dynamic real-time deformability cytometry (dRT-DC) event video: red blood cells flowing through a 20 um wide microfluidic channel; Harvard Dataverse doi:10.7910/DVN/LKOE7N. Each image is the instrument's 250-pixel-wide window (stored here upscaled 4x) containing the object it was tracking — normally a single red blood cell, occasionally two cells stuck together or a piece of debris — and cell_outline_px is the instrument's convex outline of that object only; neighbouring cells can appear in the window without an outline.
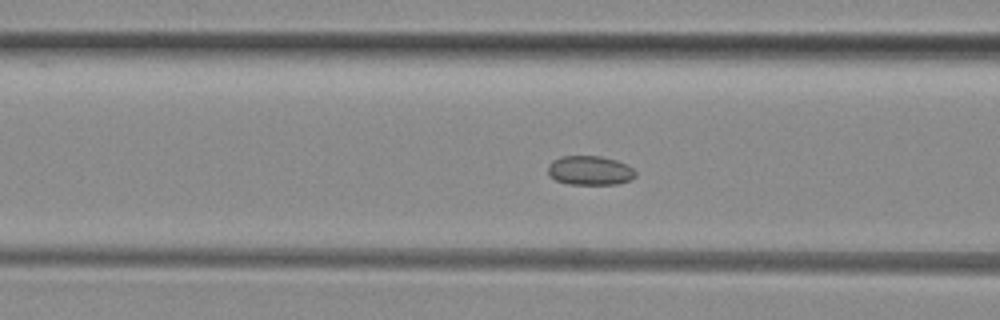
{"species": "common noctule bat (a hibernating species)", "species_latin": "Nyctalus noctula", "temperature_condition": "room temperature", "stored_images_in_passage": 41, "camera_frame_rate_fps": 3000, "um_per_image_px": 0.085, "animal": {"sex": "female", "body_mass_g": 29.2, "forearm_length_mm": 56.3}, "frame": {"image": 1, "passage_image": 8, "time_ms": 2.333, "image_size_px": [1000, 320], "cell_outline_px": [[636, 176], [628, 180], [616, 184], [568, 184], [556, 180], [548, 172], [548, 164], [552, 160], [560, 156], [600, 156], [616, 160], [628, 164], [636, 172]], "centroid_in_image_um": [50.14, 14.48], "position_along_channel_um": 116.5, "area_um2": 14.91}}
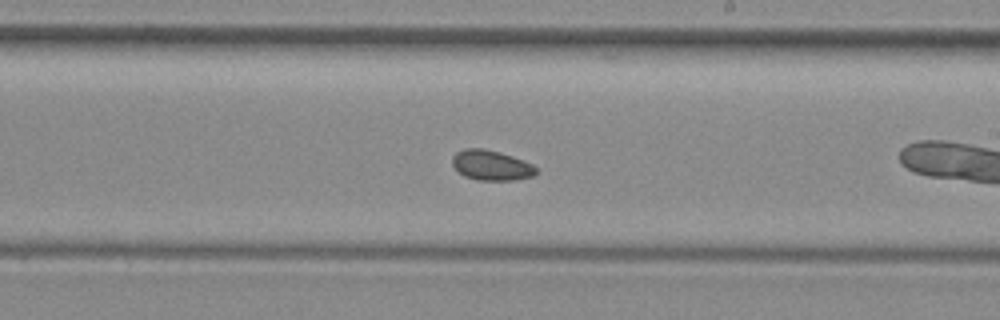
{"frame": {"image": 2, "passage_image": 18, "time_ms": 5.667, "image_size_px": [1000, 320], "cell_outline_px": [[536, 172], [532, 176], [516, 180], [476, 180], [464, 176], [452, 164], [452, 156], [456, 152], [464, 148], [484, 148], [500, 152], [512, 156], [532, 164], [536, 168]], "centroid_in_image_um": [41.73, 14.04], "position_along_channel_um": 247.3, "area_um2": 14.68}}
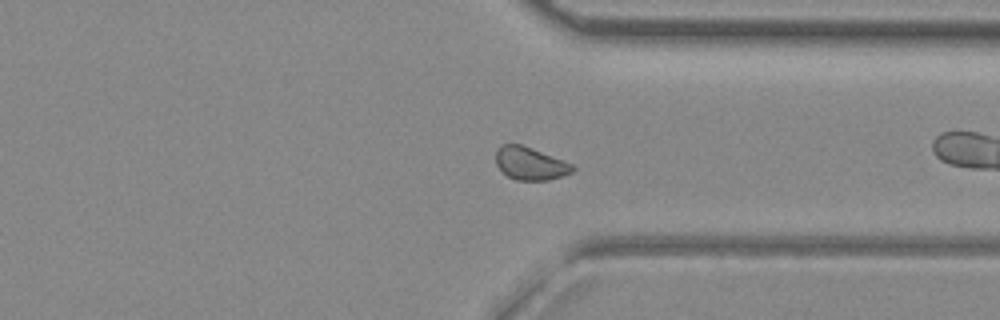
{"frame": {"image": 3, "passage_image": 27, "time_ms": 8.667, "image_size_px": [1000, 320], "cell_outline_px": [[576, 168], [572, 172], [548, 180], [516, 180], [508, 176], [496, 164], [496, 152], [504, 144], [520, 144], [532, 148], [564, 160], [572, 164]], "centroid_in_image_um": [45.09, 13.9], "position_along_channel_um": 366.3, "area_um2": 14.45}, "authors_computed_cell_mechanics": {"area_um2": 14.9702, "velocity_mm_per_s": 3.9488, "shape_relaxation_time_tau1_ms": null, "shape_relaxation_time_tau2_ms": 4.7793, "deformation_change_tau1": null, "deformation_change_tau2": 0.0691}}